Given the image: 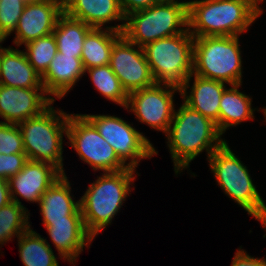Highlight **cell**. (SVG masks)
<instances>
[{"instance_id":"obj_18","label":"cell","mask_w":266,"mask_h":266,"mask_svg":"<svg viewBox=\"0 0 266 266\" xmlns=\"http://www.w3.org/2000/svg\"><path fill=\"white\" fill-rule=\"evenodd\" d=\"M84 74L86 72L81 58L57 52L41 76V81L48 96L62 99Z\"/></svg>"},{"instance_id":"obj_3","label":"cell","mask_w":266,"mask_h":266,"mask_svg":"<svg viewBox=\"0 0 266 266\" xmlns=\"http://www.w3.org/2000/svg\"><path fill=\"white\" fill-rule=\"evenodd\" d=\"M135 172L130 167L122 171L104 172L79 199L85 228L93 238L111 224L120 211L123 201L131 192Z\"/></svg>"},{"instance_id":"obj_17","label":"cell","mask_w":266,"mask_h":266,"mask_svg":"<svg viewBox=\"0 0 266 266\" xmlns=\"http://www.w3.org/2000/svg\"><path fill=\"white\" fill-rule=\"evenodd\" d=\"M193 76L194 83L190 86L189 82ZM225 84L227 83L192 74L180 89L184 103L214 122L218 131L219 106L222 94L226 89ZM189 87H191L190 94L187 92Z\"/></svg>"},{"instance_id":"obj_1","label":"cell","mask_w":266,"mask_h":266,"mask_svg":"<svg viewBox=\"0 0 266 266\" xmlns=\"http://www.w3.org/2000/svg\"><path fill=\"white\" fill-rule=\"evenodd\" d=\"M165 135L175 174L189 168V163L203 150H206L208 159L226 141L221 138L222 135L214 122L184 102L174 111Z\"/></svg>"},{"instance_id":"obj_4","label":"cell","mask_w":266,"mask_h":266,"mask_svg":"<svg viewBox=\"0 0 266 266\" xmlns=\"http://www.w3.org/2000/svg\"><path fill=\"white\" fill-rule=\"evenodd\" d=\"M210 169L224 193L255 217L266 230V204L254 185L247 167L225 141L208 158Z\"/></svg>"},{"instance_id":"obj_14","label":"cell","mask_w":266,"mask_h":266,"mask_svg":"<svg viewBox=\"0 0 266 266\" xmlns=\"http://www.w3.org/2000/svg\"><path fill=\"white\" fill-rule=\"evenodd\" d=\"M64 12L63 0H35L26 3L19 18L13 43L22 44L53 33L58 17Z\"/></svg>"},{"instance_id":"obj_22","label":"cell","mask_w":266,"mask_h":266,"mask_svg":"<svg viewBox=\"0 0 266 266\" xmlns=\"http://www.w3.org/2000/svg\"><path fill=\"white\" fill-rule=\"evenodd\" d=\"M124 25L92 28L87 33L81 55L84 69L110 64L112 46L122 36Z\"/></svg>"},{"instance_id":"obj_24","label":"cell","mask_w":266,"mask_h":266,"mask_svg":"<svg viewBox=\"0 0 266 266\" xmlns=\"http://www.w3.org/2000/svg\"><path fill=\"white\" fill-rule=\"evenodd\" d=\"M91 29L92 27L88 24L72 18L63 12L58 17L53 31L58 52L65 55H75V57L81 58L84 39Z\"/></svg>"},{"instance_id":"obj_8","label":"cell","mask_w":266,"mask_h":266,"mask_svg":"<svg viewBox=\"0 0 266 266\" xmlns=\"http://www.w3.org/2000/svg\"><path fill=\"white\" fill-rule=\"evenodd\" d=\"M194 37L185 32L153 41L143 47L156 84H167L179 89L193 74Z\"/></svg>"},{"instance_id":"obj_34","label":"cell","mask_w":266,"mask_h":266,"mask_svg":"<svg viewBox=\"0 0 266 266\" xmlns=\"http://www.w3.org/2000/svg\"><path fill=\"white\" fill-rule=\"evenodd\" d=\"M11 201L8 180L0 178V207L8 205Z\"/></svg>"},{"instance_id":"obj_25","label":"cell","mask_w":266,"mask_h":266,"mask_svg":"<svg viewBox=\"0 0 266 266\" xmlns=\"http://www.w3.org/2000/svg\"><path fill=\"white\" fill-rule=\"evenodd\" d=\"M18 246L24 266H59L50 244L30 227L18 237Z\"/></svg>"},{"instance_id":"obj_15","label":"cell","mask_w":266,"mask_h":266,"mask_svg":"<svg viewBox=\"0 0 266 266\" xmlns=\"http://www.w3.org/2000/svg\"><path fill=\"white\" fill-rule=\"evenodd\" d=\"M62 175L52 164L28 160L20 172L8 179L11 200L22 205L18 195L38 203L43 193Z\"/></svg>"},{"instance_id":"obj_20","label":"cell","mask_w":266,"mask_h":266,"mask_svg":"<svg viewBox=\"0 0 266 266\" xmlns=\"http://www.w3.org/2000/svg\"><path fill=\"white\" fill-rule=\"evenodd\" d=\"M0 84L21 88H44L41 76L29 63L23 51L5 48L0 56Z\"/></svg>"},{"instance_id":"obj_28","label":"cell","mask_w":266,"mask_h":266,"mask_svg":"<svg viewBox=\"0 0 266 266\" xmlns=\"http://www.w3.org/2000/svg\"><path fill=\"white\" fill-rule=\"evenodd\" d=\"M25 54L35 71L42 76L58 52L57 42L53 33L25 44Z\"/></svg>"},{"instance_id":"obj_29","label":"cell","mask_w":266,"mask_h":266,"mask_svg":"<svg viewBox=\"0 0 266 266\" xmlns=\"http://www.w3.org/2000/svg\"><path fill=\"white\" fill-rule=\"evenodd\" d=\"M26 3L25 0H0V36L2 39L6 40L16 30Z\"/></svg>"},{"instance_id":"obj_9","label":"cell","mask_w":266,"mask_h":266,"mask_svg":"<svg viewBox=\"0 0 266 266\" xmlns=\"http://www.w3.org/2000/svg\"><path fill=\"white\" fill-rule=\"evenodd\" d=\"M66 136L79 158L93 170L104 173L129 168L84 114H69Z\"/></svg>"},{"instance_id":"obj_26","label":"cell","mask_w":266,"mask_h":266,"mask_svg":"<svg viewBox=\"0 0 266 266\" xmlns=\"http://www.w3.org/2000/svg\"><path fill=\"white\" fill-rule=\"evenodd\" d=\"M94 83L97 91L110 101L122 107L127 106L129 94L123 88L119 78L112 71L110 65L85 69Z\"/></svg>"},{"instance_id":"obj_11","label":"cell","mask_w":266,"mask_h":266,"mask_svg":"<svg viewBox=\"0 0 266 266\" xmlns=\"http://www.w3.org/2000/svg\"><path fill=\"white\" fill-rule=\"evenodd\" d=\"M176 91L180 93L175 86L155 83L129 93L126 109H130L139 122L166 134L175 111L173 97Z\"/></svg>"},{"instance_id":"obj_38","label":"cell","mask_w":266,"mask_h":266,"mask_svg":"<svg viewBox=\"0 0 266 266\" xmlns=\"http://www.w3.org/2000/svg\"><path fill=\"white\" fill-rule=\"evenodd\" d=\"M3 41H5V39H2L1 36H0V43H2Z\"/></svg>"},{"instance_id":"obj_7","label":"cell","mask_w":266,"mask_h":266,"mask_svg":"<svg viewBox=\"0 0 266 266\" xmlns=\"http://www.w3.org/2000/svg\"><path fill=\"white\" fill-rule=\"evenodd\" d=\"M239 36L195 37L193 74L227 83L241 84L242 56Z\"/></svg>"},{"instance_id":"obj_27","label":"cell","mask_w":266,"mask_h":266,"mask_svg":"<svg viewBox=\"0 0 266 266\" xmlns=\"http://www.w3.org/2000/svg\"><path fill=\"white\" fill-rule=\"evenodd\" d=\"M28 210L23 205L11 201L8 205L0 207V245L11 238L19 237L30 227Z\"/></svg>"},{"instance_id":"obj_21","label":"cell","mask_w":266,"mask_h":266,"mask_svg":"<svg viewBox=\"0 0 266 266\" xmlns=\"http://www.w3.org/2000/svg\"><path fill=\"white\" fill-rule=\"evenodd\" d=\"M66 174L60 176L41 196L38 202L43 221L67 220V216H82L80 200L71 196Z\"/></svg>"},{"instance_id":"obj_6","label":"cell","mask_w":266,"mask_h":266,"mask_svg":"<svg viewBox=\"0 0 266 266\" xmlns=\"http://www.w3.org/2000/svg\"><path fill=\"white\" fill-rule=\"evenodd\" d=\"M69 114L57 109L52 104L40 115L29 118L18 125L25 154L28 160L46 162L63 170V134H67Z\"/></svg>"},{"instance_id":"obj_23","label":"cell","mask_w":266,"mask_h":266,"mask_svg":"<svg viewBox=\"0 0 266 266\" xmlns=\"http://www.w3.org/2000/svg\"><path fill=\"white\" fill-rule=\"evenodd\" d=\"M242 84L230 85L222 94L219 106V133L223 135L231 126L253 120L255 109L252 108V98L240 92Z\"/></svg>"},{"instance_id":"obj_5","label":"cell","mask_w":266,"mask_h":266,"mask_svg":"<svg viewBox=\"0 0 266 266\" xmlns=\"http://www.w3.org/2000/svg\"><path fill=\"white\" fill-rule=\"evenodd\" d=\"M188 29V1L164 0L125 16L122 35L143 48L158 39L171 37Z\"/></svg>"},{"instance_id":"obj_33","label":"cell","mask_w":266,"mask_h":266,"mask_svg":"<svg viewBox=\"0 0 266 266\" xmlns=\"http://www.w3.org/2000/svg\"><path fill=\"white\" fill-rule=\"evenodd\" d=\"M162 1L164 0H120V5L124 15L126 16L131 12L146 9Z\"/></svg>"},{"instance_id":"obj_37","label":"cell","mask_w":266,"mask_h":266,"mask_svg":"<svg viewBox=\"0 0 266 266\" xmlns=\"http://www.w3.org/2000/svg\"><path fill=\"white\" fill-rule=\"evenodd\" d=\"M264 110H262L263 111V113H264V116H265V119H266V108H263Z\"/></svg>"},{"instance_id":"obj_16","label":"cell","mask_w":266,"mask_h":266,"mask_svg":"<svg viewBox=\"0 0 266 266\" xmlns=\"http://www.w3.org/2000/svg\"><path fill=\"white\" fill-rule=\"evenodd\" d=\"M43 225L55 245L59 257L74 265L84 246L94 238L87 232L82 216H67V220L43 221Z\"/></svg>"},{"instance_id":"obj_31","label":"cell","mask_w":266,"mask_h":266,"mask_svg":"<svg viewBox=\"0 0 266 266\" xmlns=\"http://www.w3.org/2000/svg\"><path fill=\"white\" fill-rule=\"evenodd\" d=\"M28 157L25 153L1 154L0 153V178L8 180L22 170L27 163Z\"/></svg>"},{"instance_id":"obj_30","label":"cell","mask_w":266,"mask_h":266,"mask_svg":"<svg viewBox=\"0 0 266 266\" xmlns=\"http://www.w3.org/2000/svg\"><path fill=\"white\" fill-rule=\"evenodd\" d=\"M0 153H25L22 134L17 124L0 122Z\"/></svg>"},{"instance_id":"obj_32","label":"cell","mask_w":266,"mask_h":266,"mask_svg":"<svg viewBox=\"0 0 266 266\" xmlns=\"http://www.w3.org/2000/svg\"><path fill=\"white\" fill-rule=\"evenodd\" d=\"M237 249L231 266H266L265 258H254L247 254L243 249Z\"/></svg>"},{"instance_id":"obj_19","label":"cell","mask_w":266,"mask_h":266,"mask_svg":"<svg viewBox=\"0 0 266 266\" xmlns=\"http://www.w3.org/2000/svg\"><path fill=\"white\" fill-rule=\"evenodd\" d=\"M63 9L68 16L92 28H103L104 24L117 20L125 24L120 0H63Z\"/></svg>"},{"instance_id":"obj_2","label":"cell","mask_w":266,"mask_h":266,"mask_svg":"<svg viewBox=\"0 0 266 266\" xmlns=\"http://www.w3.org/2000/svg\"><path fill=\"white\" fill-rule=\"evenodd\" d=\"M261 14L250 0L189 1L188 29L194 38L240 36Z\"/></svg>"},{"instance_id":"obj_35","label":"cell","mask_w":266,"mask_h":266,"mask_svg":"<svg viewBox=\"0 0 266 266\" xmlns=\"http://www.w3.org/2000/svg\"><path fill=\"white\" fill-rule=\"evenodd\" d=\"M262 13H263V9H261V7L259 6L260 2H263L264 0H250Z\"/></svg>"},{"instance_id":"obj_13","label":"cell","mask_w":266,"mask_h":266,"mask_svg":"<svg viewBox=\"0 0 266 266\" xmlns=\"http://www.w3.org/2000/svg\"><path fill=\"white\" fill-rule=\"evenodd\" d=\"M54 101L55 98L48 96L44 88H21L0 84V117L5 120L4 123L19 124L40 115Z\"/></svg>"},{"instance_id":"obj_36","label":"cell","mask_w":266,"mask_h":266,"mask_svg":"<svg viewBox=\"0 0 266 266\" xmlns=\"http://www.w3.org/2000/svg\"><path fill=\"white\" fill-rule=\"evenodd\" d=\"M5 48H3L2 46H1V43H0V56H1V53H2V51L4 50Z\"/></svg>"},{"instance_id":"obj_10","label":"cell","mask_w":266,"mask_h":266,"mask_svg":"<svg viewBox=\"0 0 266 266\" xmlns=\"http://www.w3.org/2000/svg\"><path fill=\"white\" fill-rule=\"evenodd\" d=\"M84 115L130 168L136 169L141 159L152 158L158 154L149 139L122 118L101 114ZM128 159L130 161L126 163Z\"/></svg>"},{"instance_id":"obj_12","label":"cell","mask_w":266,"mask_h":266,"mask_svg":"<svg viewBox=\"0 0 266 266\" xmlns=\"http://www.w3.org/2000/svg\"><path fill=\"white\" fill-rule=\"evenodd\" d=\"M109 65L128 94L155 84L143 48L123 35L112 46Z\"/></svg>"}]
</instances>
